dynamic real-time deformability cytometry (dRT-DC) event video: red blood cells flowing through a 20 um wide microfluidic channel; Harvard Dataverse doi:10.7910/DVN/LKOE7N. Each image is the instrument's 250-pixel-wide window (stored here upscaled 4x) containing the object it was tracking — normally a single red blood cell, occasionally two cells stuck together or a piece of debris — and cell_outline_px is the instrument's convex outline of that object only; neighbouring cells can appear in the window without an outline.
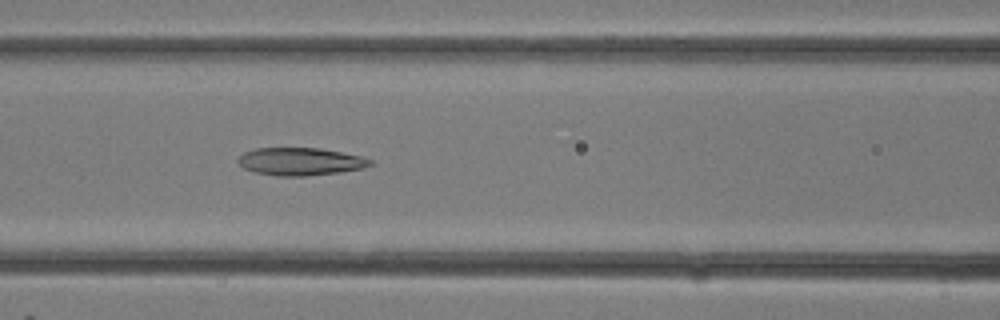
{"species": "common noctule bat (a hibernating species)", "species_latin": "Nyctalus noctula", "temperature_condition": "room temperature", "stored_images_in_passage": 12, "camera_frame_rate_fps": 3000, "um_per_image_px": 0.085, "animal": {"sex": "female"}, "frame": {"image": 1, "passage_image": 12, "time_ms": 3.667, "image_size_px": [1000, 320], "cell_outline_px": [[372, 164], [364, 168], [340, 172], [304, 176], [276, 176], [256, 172], [244, 168], [236, 160], [244, 152], [256, 148], [320, 148], [360, 156], [372, 160]], "centroid_in_image_um": [25.52, 13.73], "position_along_channel_um": 141.1, "area_um2": 21.21}}